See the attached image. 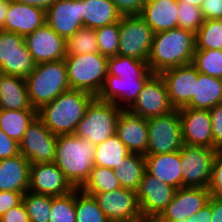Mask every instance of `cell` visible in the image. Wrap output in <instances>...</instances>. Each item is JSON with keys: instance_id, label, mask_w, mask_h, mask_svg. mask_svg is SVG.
<instances>
[{"instance_id": "obj_1", "label": "cell", "mask_w": 222, "mask_h": 222, "mask_svg": "<svg viewBox=\"0 0 222 222\" xmlns=\"http://www.w3.org/2000/svg\"><path fill=\"white\" fill-rule=\"evenodd\" d=\"M195 49V34L191 31L175 28L157 32L147 63L154 74H160L169 68L191 64Z\"/></svg>"}, {"instance_id": "obj_2", "label": "cell", "mask_w": 222, "mask_h": 222, "mask_svg": "<svg viewBox=\"0 0 222 222\" xmlns=\"http://www.w3.org/2000/svg\"><path fill=\"white\" fill-rule=\"evenodd\" d=\"M94 98L91 93L69 89L37 110V117L54 135L73 134Z\"/></svg>"}, {"instance_id": "obj_3", "label": "cell", "mask_w": 222, "mask_h": 222, "mask_svg": "<svg viewBox=\"0 0 222 222\" xmlns=\"http://www.w3.org/2000/svg\"><path fill=\"white\" fill-rule=\"evenodd\" d=\"M95 145L74 134L58 135L54 163L74 188L80 189L94 167Z\"/></svg>"}, {"instance_id": "obj_4", "label": "cell", "mask_w": 222, "mask_h": 222, "mask_svg": "<svg viewBox=\"0 0 222 222\" xmlns=\"http://www.w3.org/2000/svg\"><path fill=\"white\" fill-rule=\"evenodd\" d=\"M25 80L31 106L36 110L70 89L64 59L36 64Z\"/></svg>"}, {"instance_id": "obj_5", "label": "cell", "mask_w": 222, "mask_h": 222, "mask_svg": "<svg viewBox=\"0 0 222 222\" xmlns=\"http://www.w3.org/2000/svg\"><path fill=\"white\" fill-rule=\"evenodd\" d=\"M107 60L100 53L66 56L64 61L70 89L82 90L97 97L108 74Z\"/></svg>"}, {"instance_id": "obj_6", "label": "cell", "mask_w": 222, "mask_h": 222, "mask_svg": "<svg viewBox=\"0 0 222 222\" xmlns=\"http://www.w3.org/2000/svg\"><path fill=\"white\" fill-rule=\"evenodd\" d=\"M121 112L122 109L114 103L95 97L73 134L98 145L116 134L117 120Z\"/></svg>"}, {"instance_id": "obj_7", "label": "cell", "mask_w": 222, "mask_h": 222, "mask_svg": "<svg viewBox=\"0 0 222 222\" xmlns=\"http://www.w3.org/2000/svg\"><path fill=\"white\" fill-rule=\"evenodd\" d=\"M148 149L146 155L173 153L183 146L179 110L147 119Z\"/></svg>"}, {"instance_id": "obj_8", "label": "cell", "mask_w": 222, "mask_h": 222, "mask_svg": "<svg viewBox=\"0 0 222 222\" xmlns=\"http://www.w3.org/2000/svg\"><path fill=\"white\" fill-rule=\"evenodd\" d=\"M118 55L148 61L153 30L140 15L122 16L119 21Z\"/></svg>"}, {"instance_id": "obj_9", "label": "cell", "mask_w": 222, "mask_h": 222, "mask_svg": "<svg viewBox=\"0 0 222 222\" xmlns=\"http://www.w3.org/2000/svg\"><path fill=\"white\" fill-rule=\"evenodd\" d=\"M181 151L182 187L207 188L217 149L183 144Z\"/></svg>"}, {"instance_id": "obj_10", "label": "cell", "mask_w": 222, "mask_h": 222, "mask_svg": "<svg viewBox=\"0 0 222 222\" xmlns=\"http://www.w3.org/2000/svg\"><path fill=\"white\" fill-rule=\"evenodd\" d=\"M35 67L25 37L0 30V73L26 78Z\"/></svg>"}, {"instance_id": "obj_11", "label": "cell", "mask_w": 222, "mask_h": 222, "mask_svg": "<svg viewBox=\"0 0 222 222\" xmlns=\"http://www.w3.org/2000/svg\"><path fill=\"white\" fill-rule=\"evenodd\" d=\"M57 146V135H54L44 123L36 117L24 133L19 143V153L30 164L54 162Z\"/></svg>"}, {"instance_id": "obj_12", "label": "cell", "mask_w": 222, "mask_h": 222, "mask_svg": "<svg viewBox=\"0 0 222 222\" xmlns=\"http://www.w3.org/2000/svg\"><path fill=\"white\" fill-rule=\"evenodd\" d=\"M86 194L96 199L110 222H133L142 215L137 193L134 190L120 187L109 192Z\"/></svg>"}, {"instance_id": "obj_13", "label": "cell", "mask_w": 222, "mask_h": 222, "mask_svg": "<svg viewBox=\"0 0 222 222\" xmlns=\"http://www.w3.org/2000/svg\"><path fill=\"white\" fill-rule=\"evenodd\" d=\"M128 110L146 119L165 115L174 110L169 100L165 81L160 74H154L145 83L137 100Z\"/></svg>"}, {"instance_id": "obj_14", "label": "cell", "mask_w": 222, "mask_h": 222, "mask_svg": "<svg viewBox=\"0 0 222 222\" xmlns=\"http://www.w3.org/2000/svg\"><path fill=\"white\" fill-rule=\"evenodd\" d=\"M160 75L165 81L172 107L176 110L186 107L195 95L196 67L191 63L166 69Z\"/></svg>"}, {"instance_id": "obj_15", "label": "cell", "mask_w": 222, "mask_h": 222, "mask_svg": "<svg viewBox=\"0 0 222 222\" xmlns=\"http://www.w3.org/2000/svg\"><path fill=\"white\" fill-rule=\"evenodd\" d=\"M74 189L54 162L30 164L28 191L55 197L66 195Z\"/></svg>"}, {"instance_id": "obj_16", "label": "cell", "mask_w": 222, "mask_h": 222, "mask_svg": "<svg viewBox=\"0 0 222 222\" xmlns=\"http://www.w3.org/2000/svg\"><path fill=\"white\" fill-rule=\"evenodd\" d=\"M151 77L128 76L120 78L115 75H107L97 98L101 101L114 103L122 110H128L137 100L138 94Z\"/></svg>"}, {"instance_id": "obj_17", "label": "cell", "mask_w": 222, "mask_h": 222, "mask_svg": "<svg viewBox=\"0 0 222 222\" xmlns=\"http://www.w3.org/2000/svg\"><path fill=\"white\" fill-rule=\"evenodd\" d=\"M25 43L36 64L61 60L67 55L66 40L46 23L27 34Z\"/></svg>"}, {"instance_id": "obj_18", "label": "cell", "mask_w": 222, "mask_h": 222, "mask_svg": "<svg viewBox=\"0 0 222 222\" xmlns=\"http://www.w3.org/2000/svg\"><path fill=\"white\" fill-rule=\"evenodd\" d=\"M179 114L183 144L214 148L209 110L184 107Z\"/></svg>"}, {"instance_id": "obj_19", "label": "cell", "mask_w": 222, "mask_h": 222, "mask_svg": "<svg viewBox=\"0 0 222 222\" xmlns=\"http://www.w3.org/2000/svg\"><path fill=\"white\" fill-rule=\"evenodd\" d=\"M209 197V190L203 187L176 189L172 201L159 216L167 222L185 220L201 210L208 202Z\"/></svg>"}, {"instance_id": "obj_20", "label": "cell", "mask_w": 222, "mask_h": 222, "mask_svg": "<svg viewBox=\"0 0 222 222\" xmlns=\"http://www.w3.org/2000/svg\"><path fill=\"white\" fill-rule=\"evenodd\" d=\"M176 188L145 172L137 189L142 215H160L172 201Z\"/></svg>"}, {"instance_id": "obj_21", "label": "cell", "mask_w": 222, "mask_h": 222, "mask_svg": "<svg viewBox=\"0 0 222 222\" xmlns=\"http://www.w3.org/2000/svg\"><path fill=\"white\" fill-rule=\"evenodd\" d=\"M46 24L65 40L81 27V0H56L45 10Z\"/></svg>"}, {"instance_id": "obj_22", "label": "cell", "mask_w": 222, "mask_h": 222, "mask_svg": "<svg viewBox=\"0 0 222 222\" xmlns=\"http://www.w3.org/2000/svg\"><path fill=\"white\" fill-rule=\"evenodd\" d=\"M116 135L130 153L146 155L149 141L146 118L122 110L117 120Z\"/></svg>"}, {"instance_id": "obj_23", "label": "cell", "mask_w": 222, "mask_h": 222, "mask_svg": "<svg viewBox=\"0 0 222 222\" xmlns=\"http://www.w3.org/2000/svg\"><path fill=\"white\" fill-rule=\"evenodd\" d=\"M45 23L44 9L11 0L2 30L25 37L27 34L33 33L37 28L42 27Z\"/></svg>"}, {"instance_id": "obj_24", "label": "cell", "mask_w": 222, "mask_h": 222, "mask_svg": "<svg viewBox=\"0 0 222 222\" xmlns=\"http://www.w3.org/2000/svg\"><path fill=\"white\" fill-rule=\"evenodd\" d=\"M146 171L176 189L182 188L181 151L145 155Z\"/></svg>"}, {"instance_id": "obj_25", "label": "cell", "mask_w": 222, "mask_h": 222, "mask_svg": "<svg viewBox=\"0 0 222 222\" xmlns=\"http://www.w3.org/2000/svg\"><path fill=\"white\" fill-rule=\"evenodd\" d=\"M140 16L154 33L178 28V0H148Z\"/></svg>"}, {"instance_id": "obj_26", "label": "cell", "mask_w": 222, "mask_h": 222, "mask_svg": "<svg viewBox=\"0 0 222 222\" xmlns=\"http://www.w3.org/2000/svg\"><path fill=\"white\" fill-rule=\"evenodd\" d=\"M30 162L22 155L0 160V191L27 192Z\"/></svg>"}, {"instance_id": "obj_27", "label": "cell", "mask_w": 222, "mask_h": 222, "mask_svg": "<svg viewBox=\"0 0 222 222\" xmlns=\"http://www.w3.org/2000/svg\"><path fill=\"white\" fill-rule=\"evenodd\" d=\"M0 109L36 110L31 106L24 77L0 73Z\"/></svg>"}, {"instance_id": "obj_28", "label": "cell", "mask_w": 222, "mask_h": 222, "mask_svg": "<svg viewBox=\"0 0 222 222\" xmlns=\"http://www.w3.org/2000/svg\"><path fill=\"white\" fill-rule=\"evenodd\" d=\"M121 14L111 0H81L84 27L99 28L120 21Z\"/></svg>"}, {"instance_id": "obj_29", "label": "cell", "mask_w": 222, "mask_h": 222, "mask_svg": "<svg viewBox=\"0 0 222 222\" xmlns=\"http://www.w3.org/2000/svg\"><path fill=\"white\" fill-rule=\"evenodd\" d=\"M222 103V79L198 72L195 95L186 107L210 110Z\"/></svg>"}, {"instance_id": "obj_30", "label": "cell", "mask_w": 222, "mask_h": 222, "mask_svg": "<svg viewBox=\"0 0 222 222\" xmlns=\"http://www.w3.org/2000/svg\"><path fill=\"white\" fill-rule=\"evenodd\" d=\"M146 172L145 155L129 153L115 169V175L122 188L137 191Z\"/></svg>"}, {"instance_id": "obj_31", "label": "cell", "mask_w": 222, "mask_h": 222, "mask_svg": "<svg viewBox=\"0 0 222 222\" xmlns=\"http://www.w3.org/2000/svg\"><path fill=\"white\" fill-rule=\"evenodd\" d=\"M37 117V110L0 109V128L10 138L20 143L30 123Z\"/></svg>"}, {"instance_id": "obj_32", "label": "cell", "mask_w": 222, "mask_h": 222, "mask_svg": "<svg viewBox=\"0 0 222 222\" xmlns=\"http://www.w3.org/2000/svg\"><path fill=\"white\" fill-rule=\"evenodd\" d=\"M129 153L124 143L115 134L95 145L94 165L115 170Z\"/></svg>"}, {"instance_id": "obj_33", "label": "cell", "mask_w": 222, "mask_h": 222, "mask_svg": "<svg viewBox=\"0 0 222 222\" xmlns=\"http://www.w3.org/2000/svg\"><path fill=\"white\" fill-rule=\"evenodd\" d=\"M107 75H115L123 78L128 76H153L147 61L138 60L132 57L116 55L108 57Z\"/></svg>"}, {"instance_id": "obj_34", "label": "cell", "mask_w": 222, "mask_h": 222, "mask_svg": "<svg viewBox=\"0 0 222 222\" xmlns=\"http://www.w3.org/2000/svg\"><path fill=\"white\" fill-rule=\"evenodd\" d=\"M75 211V222H110L96 199L77 188H75Z\"/></svg>"}, {"instance_id": "obj_35", "label": "cell", "mask_w": 222, "mask_h": 222, "mask_svg": "<svg viewBox=\"0 0 222 222\" xmlns=\"http://www.w3.org/2000/svg\"><path fill=\"white\" fill-rule=\"evenodd\" d=\"M120 187L115 170L94 165L89 178L80 189L85 193H98L109 192Z\"/></svg>"}, {"instance_id": "obj_36", "label": "cell", "mask_w": 222, "mask_h": 222, "mask_svg": "<svg viewBox=\"0 0 222 222\" xmlns=\"http://www.w3.org/2000/svg\"><path fill=\"white\" fill-rule=\"evenodd\" d=\"M66 56L99 53L95 29L81 27L66 39Z\"/></svg>"}, {"instance_id": "obj_37", "label": "cell", "mask_w": 222, "mask_h": 222, "mask_svg": "<svg viewBox=\"0 0 222 222\" xmlns=\"http://www.w3.org/2000/svg\"><path fill=\"white\" fill-rule=\"evenodd\" d=\"M195 39V50H222V20H204Z\"/></svg>"}, {"instance_id": "obj_38", "label": "cell", "mask_w": 222, "mask_h": 222, "mask_svg": "<svg viewBox=\"0 0 222 222\" xmlns=\"http://www.w3.org/2000/svg\"><path fill=\"white\" fill-rule=\"evenodd\" d=\"M22 202L30 222H49L51 196L27 191L23 194Z\"/></svg>"}, {"instance_id": "obj_39", "label": "cell", "mask_w": 222, "mask_h": 222, "mask_svg": "<svg viewBox=\"0 0 222 222\" xmlns=\"http://www.w3.org/2000/svg\"><path fill=\"white\" fill-rule=\"evenodd\" d=\"M192 64L199 73L222 79V50H195Z\"/></svg>"}, {"instance_id": "obj_40", "label": "cell", "mask_w": 222, "mask_h": 222, "mask_svg": "<svg viewBox=\"0 0 222 222\" xmlns=\"http://www.w3.org/2000/svg\"><path fill=\"white\" fill-rule=\"evenodd\" d=\"M75 189L62 196H51L49 222H75Z\"/></svg>"}, {"instance_id": "obj_41", "label": "cell", "mask_w": 222, "mask_h": 222, "mask_svg": "<svg viewBox=\"0 0 222 222\" xmlns=\"http://www.w3.org/2000/svg\"><path fill=\"white\" fill-rule=\"evenodd\" d=\"M99 53L103 56L113 57L118 55L119 48V21L95 29Z\"/></svg>"}, {"instance_id": "obj_42", "label": "cell", "mask_w": 222, "mask_h": 222, "mask_svg": "<svg viewBox=\"0 0 222 222\" xmlns=\"http://www.w3.org/2000/svg\"><path fill=\"white\" fill-rule=\"evenodd\" d=\"M203 22L204 18L200 7L178 1V28L196 34Z\"/></svg>"}, {"instance_id": "obj_43", "label": "cell", "mask_w": 222, "mask_h": 222, "mask_svg": "<svg viewBox=\"0 0 222 222\" xmlns=\"http://www.w3.org/2000/svg\"><path fill=\"white\" fill-rule=\"evenodd\" d=\"M208 190L210 196L222 198V152L219 150L213 161L211 182Z\"/></svg>"}, {"instance_id": "obj_44", "label": "cell", "mask_w": 222, "mask_h": 222, "mask_svg": "<svg viewBox=\"0 0 222 222\" xmlns=\"http://www.w3.org/2000/svg\"><path fill=\"white\" fill-rule=\"evenodd\" d=\"M211 118L212 136L214 149L222 147V103L215 105L209 110Z\"/></svg>"}, {"instance_id": "obj_45", "label": "cell", "mask_w": 222, "mask_h": 222, "mask_svg": "<svg viewBox=\"0 0 222 222\" xmlns=\"http://www.w3.org/2000/svg\"><path fill=\"white\" fill-rule=\"evenodd\" d=\"M121 16L140 15L148 0H111Z\"/></svg>"}, {"instance_id": "obj_46", "label": "cell", "mask_w": 222, "mask_h": 222, "mask_svg": "<svg viewBox=\"0 0 222 222\" xmlns=\"http://www.w3.org/2000/svg\"><path fill=\"white\" fill-rule=\"evenodd\" d=\"M200 9L204 20H222V0H203Z\"/></svg>"}, {"instance_id": "obj_47", "label": "cell", "mask_w": 222, "mask_h": 222, "mask_svg": "<svg viewBox=\"0 0 222 222\" xmlns=\"http://www.w3.org/2000/svg\"><path fill=\"white\" fill-rule=\"evenodd\" d=\"M19 153V143L10 138L0 128V160L13 157Z\"/></svg>"}, {"instance_id": "obj_48", "label": "cell", "mask_w": 222, "mask_h": 222, "mask_svg": "<svg viewBox=\"0 0 222 222\" xmlns=\"http://www.w3.org/2000/svg\"><path fill=\"white\" fill-rule=\"evenodd\" d=\"M23 192L0 191V217L12 207L22 202Z\"/></svg>"}, {"instance_id": "obj_49", "label": "cell", "mask_w": 222, "mask_h": 222, "mask_svg": "<svg viewBox=\"0 0 222 222\" xmlns=\"http://www.w3.org/2000/svg\"><path fill=\"white\" fill-rule=\"evenodd\" d=\"M0 222H30L23 202L4 213Z\"/></svg>"}, {"instance_id": "obj_50", "label": "cell", "mask_w": 222, "mask_h": 222, "mask_svg": "<svg viewBox=\"0 0 222 222\" xmlns=\"http://www.w3.org/2000/svg\"><path fill=\"white\" fill-rule=\"evenodd\" d=\"M207 203L211 206L210 222H222V198L210 196Z\"/></svg>"}, {"instance_id": "obj_51", "label": "cell", "mask_w": 222, "mask_h": 222, "mask_svg": "<svg viewBox=\"0 0 222 222\" xmlns=\"http://www.w3.org/2000/svg\"><path fill=\"white\" fill-rule=\"evenodd\" d=\"M211 216V206L206 203L195 215L189 217V222H210Z\"/></svg>"}, {"instance_id": "obj_52", "label": "cell", "mask_w": 222, "mask_h": 222, "mask_svg": "<svg viewBox=\"0 0 222 222\" xmlns=\"http://www.w3.org/2000/svg\"><path fill=\"white\" fill-rule=\"evenodd\" d=\"M14 1L22 3V4L31 5V6H37L46 10L56 0H14Z\"/></svg>"}, {"instance_id": "obj_53", "label": "cell", "mask_w": 222, "mask_h": 222, "mask_svg": "<svg viewBox=\"0 0 222 222\" xmlns=\"http://www.w3.org/2000/svg\"><path fill=\"white\" fill-rule=\"evenodd\" d=\"M11 0H0V30L4 28V22L7 14V9Z\"/></svg>"}, {"instance_id": "obj_54", "label": "cell", "mask_w": 222, "mask_h": 222, "mask_svg": "<svg viewBox=\"0 0 222 222\" xmlns=\"http://www.w3.org/2000/svg\"><path fill=\"white\" fill-rule=\"evenodd\" d=\"M135 222H167L159 215H141Z\"/></svg>"}, {"instance_id": "obj_55", "label": "cell", "mask_w": 222, "mask_h": 222, "mask_svg": "<svg viewBox=\"0 0 222 222\" xmlns=\"http://www.w3.org/2000/svg\"><path fill=\"white\" fill-rule=\"evenodd\" d=\"M178 1H183L186 4H191V5L200 7L203 0H178Z\"/></svg>"}, {"instance_id": "obj_56", "label": "cell", "mask_w": 222, "mask_h": 222, "mask_svg": "<svg viewBox=\"0 0 222 222\" xmlns=\"http://www.w3.org/2000/svg\"><path fill=\"white\" fill-rule=\"evenodd\" d=\"M177 222H189V218H187L185 220L177 221Z\"/></svg>"}]
</instances>
